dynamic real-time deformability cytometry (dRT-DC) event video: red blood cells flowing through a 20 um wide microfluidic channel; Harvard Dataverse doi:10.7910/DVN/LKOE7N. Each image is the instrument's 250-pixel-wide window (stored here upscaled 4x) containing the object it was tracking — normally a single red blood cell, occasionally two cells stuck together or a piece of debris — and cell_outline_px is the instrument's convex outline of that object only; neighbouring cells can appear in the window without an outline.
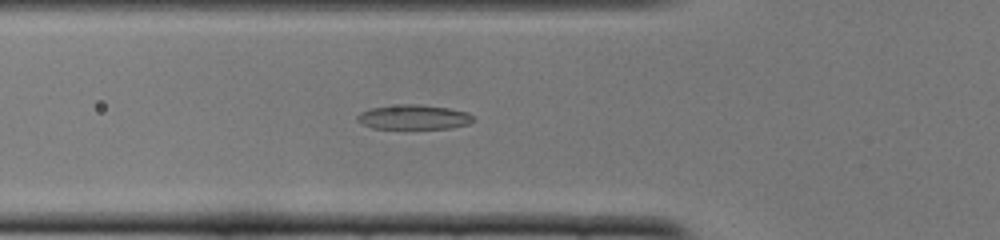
{"species": "common noctule bat (a hibernating species)", "species_latin": "Nyctalus noctula", "temperature_condition": "cold", "stored_images_in_passage": 45, "camera_frame_rate_fps": 3000, "um_per_image_px": 0.085, "animal": {"sex": "female", "body_mass_g": 22.0, "forearm_length_mm": 56.7}, "frame": {"image": 1, "passage_image": 11, "time_ms": 3.333, "image_size_px": [1000, 240], "cell_outline_px": [[476, 120], [468, 124], [452, 128], [372, 128], [356, 120], [356, 116], [360, 112], [372, 108], [404, 104], [420, 104], [448, 108], [468, 112]], "centroid_in_image_um": [35.19, 9.95], "position_along_channel_um": 90.6, "area_um2": 16.53}}
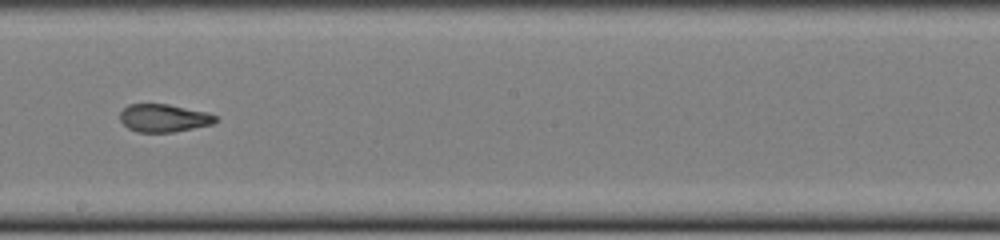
{"frame": {"image": 2, "passage_image": 22, "time_ms": 7.0, "image_size_px": [1000, 240], "cell_outline_px": [[216, 120], [212, 124], [172, 132], [136, 132], [128, 128], [120, 120], [120, 112], [128, 104], [168, 104], [208, 112], [216, 116]], "centroid_in_image_um": [13.9, 10.03], "position_along_channel_um": 234.3, "area_um2": 15.43}}
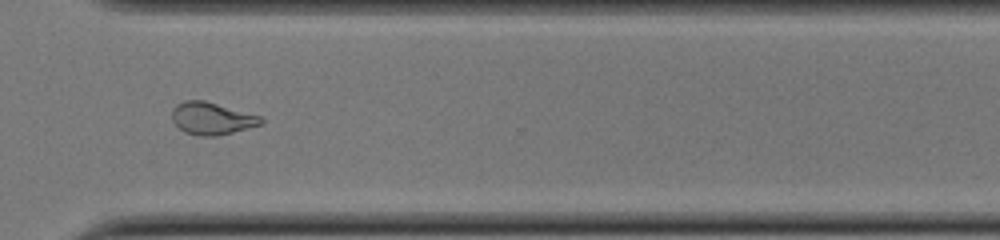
{"frame": {"image": 3, "passage_image": 31, "time_ms": 10.0, "image_size_px": [1000, 240], "cell_outline_px": [[264, 124], [216, 136], [200, 136], [184, 132], [172, 120], [172, 108], [176, 104], [184, 100], [204, 100], [260, 116], [264, 120]], "centroid_in_image_um": [17.99, 10.06], "position_along_channel_um": 352.6, "area_um2": 16.7}}